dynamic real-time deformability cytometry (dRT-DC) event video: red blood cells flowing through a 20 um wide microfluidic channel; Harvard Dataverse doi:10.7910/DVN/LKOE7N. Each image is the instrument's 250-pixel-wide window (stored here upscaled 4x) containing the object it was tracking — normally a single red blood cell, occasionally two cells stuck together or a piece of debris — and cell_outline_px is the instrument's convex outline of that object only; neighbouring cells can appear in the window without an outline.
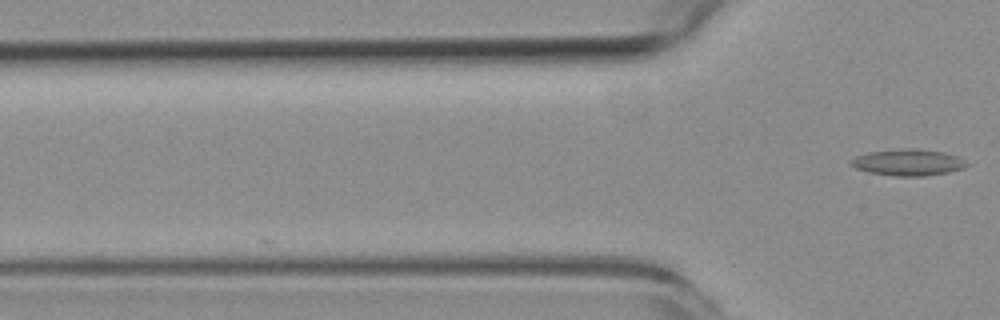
{"species": "common noctule bat (a hibernating species)", "species_latin": "Nyctalus noctula", "temperature_condition": "room temperature", "stored_images_in_passage": 4, "camera_frame_rate_fps": 3000, "um_per_image_px": 0.085, "animal": {"sex": "female", "body_mass_g": 19.3, "forearm_length_mm": 54.1}, "frame": {"image": 1, "passage_image": 4, "time_ms": 4.0, "image_size_px": [1000, 320], "cell_outline_px": [[968, 164], [964, 168], [948, 172], [924, 176], [896, 176], [868, 172], [856, 168], [848, 164], [848, 160], [856, 156], [872, 152], [896, 148], [920, 148], [944, 152], [956, 156], [964, 160]], "centroid_in_image_um": [77.16, 13.79], "position_along_channel_um": 48.6, "area_um2": 17.98}}